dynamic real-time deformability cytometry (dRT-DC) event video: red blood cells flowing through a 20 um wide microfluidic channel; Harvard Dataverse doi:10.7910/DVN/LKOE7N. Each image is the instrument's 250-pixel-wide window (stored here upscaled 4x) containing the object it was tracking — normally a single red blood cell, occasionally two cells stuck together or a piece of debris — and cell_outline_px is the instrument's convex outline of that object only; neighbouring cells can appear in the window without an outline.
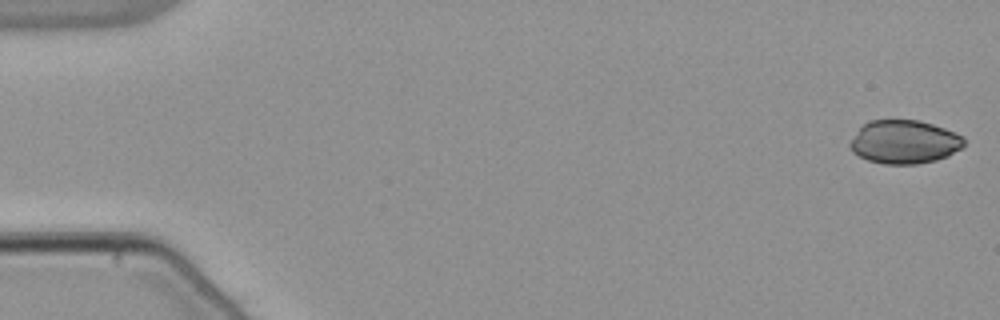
{"species": "common noctule bat (a hibernating species)", "species_latin": "Nyctalus noctula", "temperature_condition": "warm", "stored_images_in_passage": 53, "camera_frame_rate_fps": 3000, "um_per_image_px": 0.085, "animal": {"sex": "male", "body_mass_g": 21.5, "forearm_length_mm": 52.0}, "frame": {"image": 1, "passage_image": 1, "time_ms": 0.0, "image_size_px": [1000, 320], "cell_outline_px": [[964, 148], [948, 156], [936, 160], [916, 164], [884, 164], [868, 160], [852, 152], [848, 144], [860, 128], [868, 120], [920, 120], [956, 132], [964, 136]], "centroid_in_image_um": [76.9, 12.06], "position_along_channel_um": 8.1, "area_um2": 29.07}}
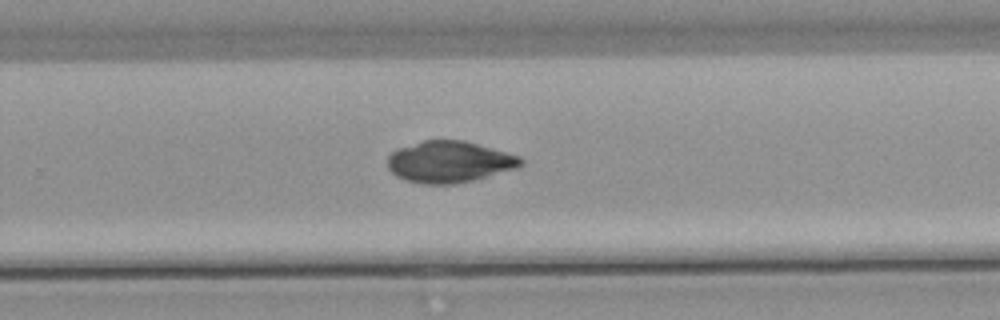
{"frame": {"image": 2, "passage_image": 35, "time_ms": 11.333, "image_size_px": [1000, 320], "cell_outline_px": [[524, 164], [516, 168], [472, 180], [452, 184], [428, 184], [408, 180], [396, 176], [388, 168], [388, 156], [396, 148], [424, 140], [464, 140], [520, 156], [524, 160]], "centroid_in_image_um": [38.19, 13.74], "position_along_channel_um": 291.6, "area_um2": 31.96}}
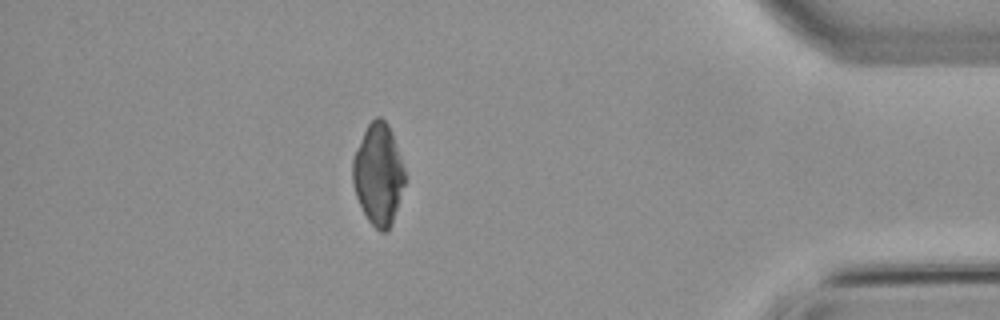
{"frame": {"image": 3, "passage_image": 47, "time_ms": 15.333, "image_size_px": [1000, 320], "cell_outline_px": [[404, 184], [392, 224], [388, 232], [380, 232], [368, 220], [356, 196], [352, 184], [352, 160], [356, 148], [368, 124], [376, 116], [380, 116], [388, 124], [392, 132], [404, 164]], "centroid_in_image_um": [32.15, 14.81], "position_along_channel_um": 403.0, "area_um2": 30.81}}